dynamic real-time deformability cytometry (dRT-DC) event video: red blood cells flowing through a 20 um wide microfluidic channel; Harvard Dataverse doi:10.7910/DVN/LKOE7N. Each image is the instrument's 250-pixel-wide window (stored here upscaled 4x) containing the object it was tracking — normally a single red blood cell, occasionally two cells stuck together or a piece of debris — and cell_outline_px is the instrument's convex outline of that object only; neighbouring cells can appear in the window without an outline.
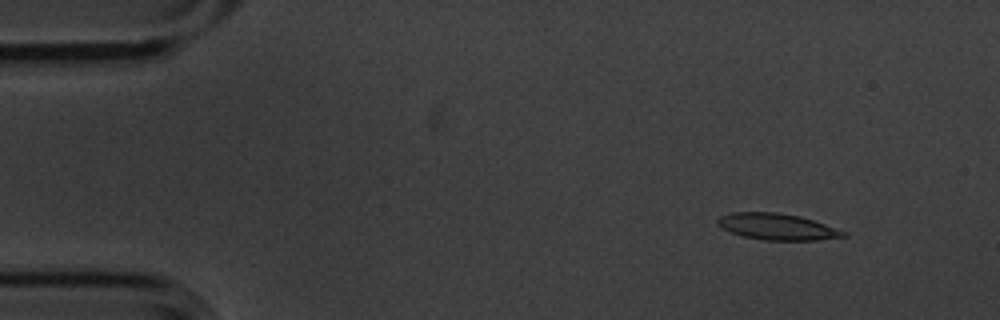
{"species": "common noctule bat (a hibernating species)", "species_latin": "Nyctalus noctula", "temperature_condition": "cold", "stored_images_in_passage": 7, "camera_frame_rate_fps": 3000, "um_per_image_px": 0.085, "animal": {"sex": "male", "body_mass_g": 20.1, "forearm_length_mm": 53.5}, "frame": {"image": 1, "passage_image": 1, "time_ms": 0.0, "image_size_px": [1000, 320], "cell_outline_px": [[848, 236], [816, 240], [764, 240], [744, 236], [732, 232], [716, 224], [716, 220], [720, 216], [732, 212], [776, 212], [800, 216], [848, 232]], "centroid_in_image_um": [66.07, 19.26], "position_along_channel_um": 18.9, "area_um2": 19.19}}
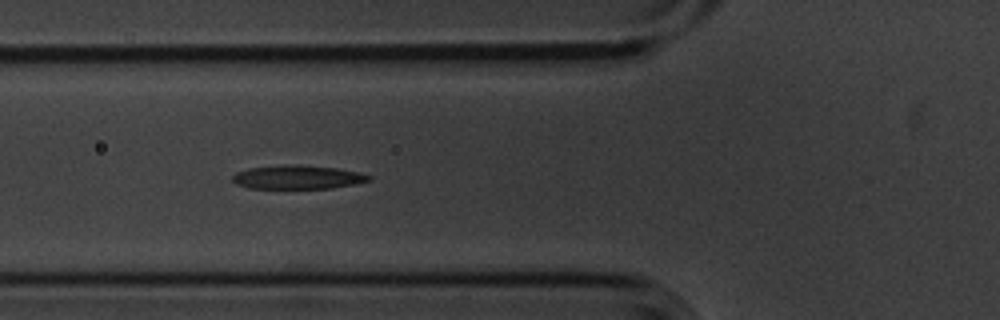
{"frame": {"image": 2, "passage_image": 5, "time_ms": 1.333, "image_size_px": [1000, 320], "cell_outline_px": [[372, 180], [356, 184], [332, 188], [248, 188], [236, 184], [232, 180], [232, 176], [236, 172], [248, 168], [280, 164], [296, 164], [336, 168], [360, 172], [372, 176]], "centroid_in_image_um": [25.3, 15.05], "position_along_channel_um": 100.5, "area_um2": 19.13}}
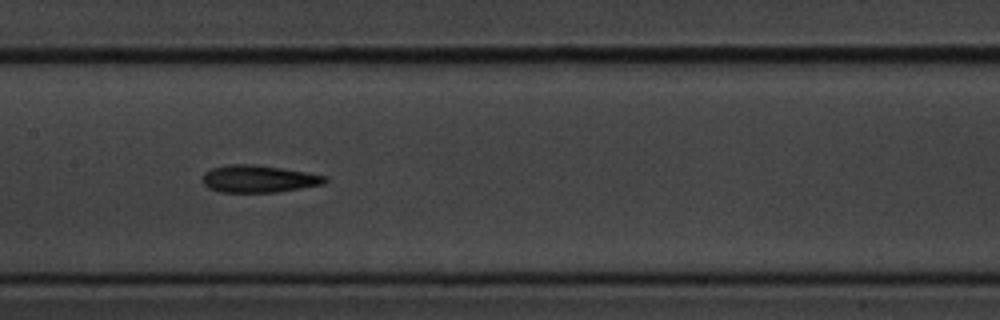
{"frame": {"image": 3, "passage_image": 7, "time_ms": 2.0, "image_size_px": [1000, 320], "cell_outline_px": [[328, 180], [324, 184], [276, 192], [220, 192], [208, 188], [200, 180], [204, 172], [212, 168], [228, 164], [256, 164], [328, 176]], "centroid_in_image_um": [21.94, 15.2], "position_along_channel_um": 185.5, "area_um2": 19.54}}